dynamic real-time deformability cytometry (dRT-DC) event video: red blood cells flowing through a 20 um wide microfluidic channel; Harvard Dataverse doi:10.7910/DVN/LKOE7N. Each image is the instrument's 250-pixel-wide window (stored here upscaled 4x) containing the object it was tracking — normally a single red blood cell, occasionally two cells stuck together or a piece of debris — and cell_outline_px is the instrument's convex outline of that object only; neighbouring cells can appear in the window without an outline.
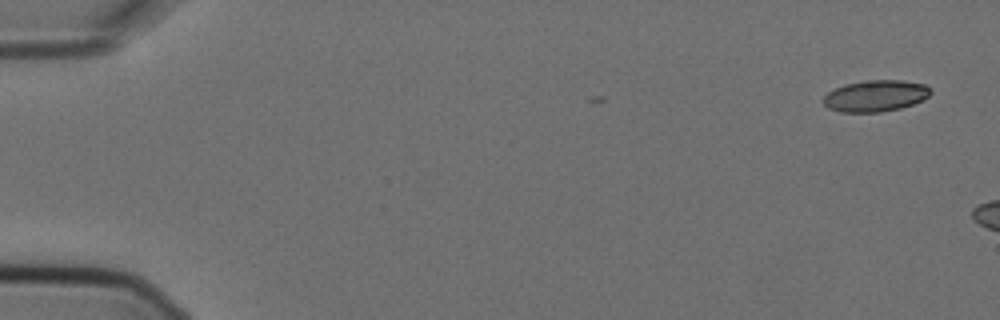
{"species": "Egyptian fruit bat (a non-hibernating species)", "species_latin": "Rousettus aegyptiacus", "temperature_condition": "cold", "stored_images_in_passage": 3, "camera_frame_rate_fps": 3000, "um_per_image_px": 0.085, "animal": {"sex": "female"}, "frame": {"image": 1, "passage_image": 1, "time_ms": 0.0, "image_size_px": [1000, 320], "cell_outline_px": [[932, 92], [928, 96], [912, 104], [900, 108], [880, 112], [840, 112], [828, 108], [824, 104], [824, 96], [828, 92], [844, 84], [864, 80], [904, 80], [924, 84], [932, 88]], "centroid_in_image_um": [74.42, 8.14], "position_along_channel_um": 10.6, "area_um2": 19.65}}